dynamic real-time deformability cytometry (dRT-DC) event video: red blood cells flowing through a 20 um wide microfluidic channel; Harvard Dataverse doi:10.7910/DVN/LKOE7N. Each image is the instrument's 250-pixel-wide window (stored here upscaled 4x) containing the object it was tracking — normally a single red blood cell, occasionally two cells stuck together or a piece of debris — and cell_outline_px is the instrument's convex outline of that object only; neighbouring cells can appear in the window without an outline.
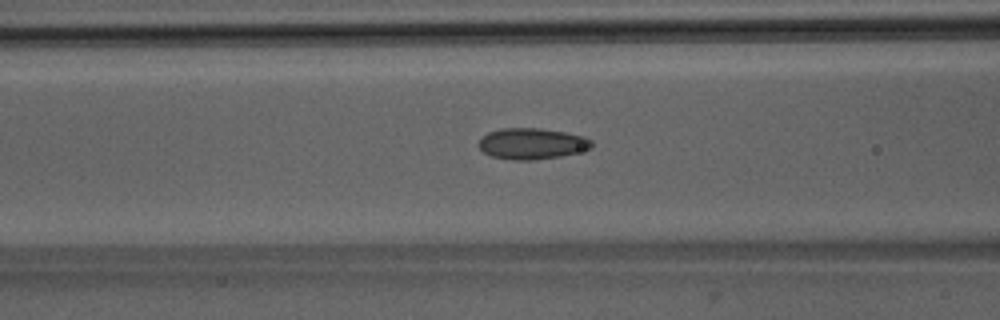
{"species": "Egyptian fruit bat (a non-hibernating species)", "species_latin": "Rousettus aegyptiacus", "temperature_condition": "room temperature", "stored_images_in_passage": 51, "camera_frame_rate_fps": 3000, "um_per_image_px": 0.085, "animal": {"sex": "male"}, "frame": {"image": 1, "passage_image": 21, "time_ms": 6.667, "image_size_px": [1000, 320], "cell_outline_px": [[592, 148], [560, 156], [536, 160], [512, 160], [492, 156], [484, 152], [476, 144], [488, 132], [500, 128], [540, 128], [564, 132], [584, 136], [592, 140]], "centroid_in_image_um": [45.2, 12.21], "position_along_channel_um": 121.4, "area_um2": 20.46}}
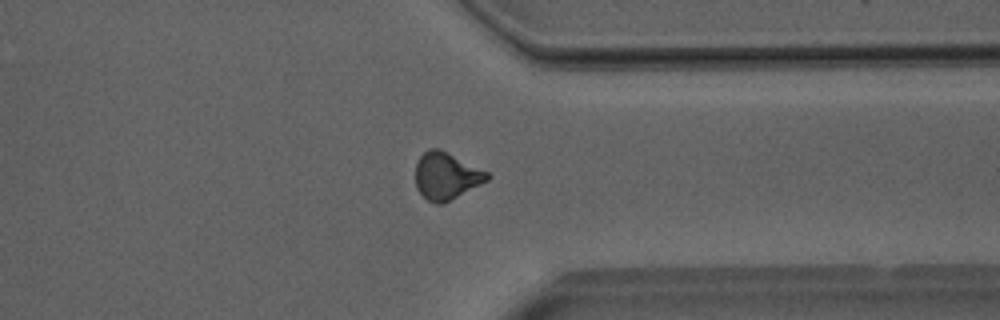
{"frame": {"image": 2, "passage_image": 40, "time_ms": 13.0, "image_size_px": [1000, 320], "cell_outline_px": [[492, 176], [488, 180], [444, 204], [436, 204], [428, 200], [416, 188], [416, 164], [420, 156], [428, 148], [440, 148], [488, 172]], "centroid_in_image_um": [37.94, 14.95], "position_along_channel_um": 373.5, "area_um2": 19.71}}
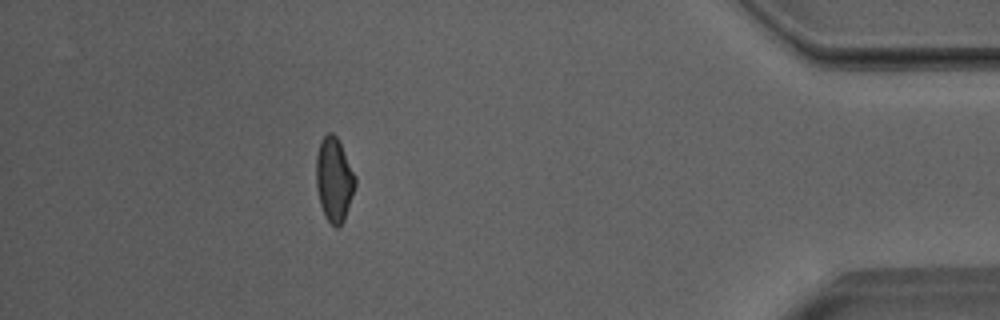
{"frame": {"image": 3, "passage_image": 46, "time_ms": 15.0, "image_size_px": [1000, 320], "cell_outline_px": [[356, 184], [344, 220], [336, 228], [324, 216], [320, 204], [316, 188], [316, 156], [320, 140], [328, 132], [332, 132], [336, 136], [356, 176]], "centroid_in_image_um": [28.38, 15.25], "position_along_channel_um": 406.8, "area_um2": 19.07}, "authors_computed_cell_mechanics": {"area_um2": 19.5942, "velocity_mm_per_s": 4.0192, "shape_relaxation_time_tau1_ms": null, "shape_relaxation_time_tau2_ms": 2.0347, "deformation_change_tau1": null, "deformation_change_tau2": 0.0856}}